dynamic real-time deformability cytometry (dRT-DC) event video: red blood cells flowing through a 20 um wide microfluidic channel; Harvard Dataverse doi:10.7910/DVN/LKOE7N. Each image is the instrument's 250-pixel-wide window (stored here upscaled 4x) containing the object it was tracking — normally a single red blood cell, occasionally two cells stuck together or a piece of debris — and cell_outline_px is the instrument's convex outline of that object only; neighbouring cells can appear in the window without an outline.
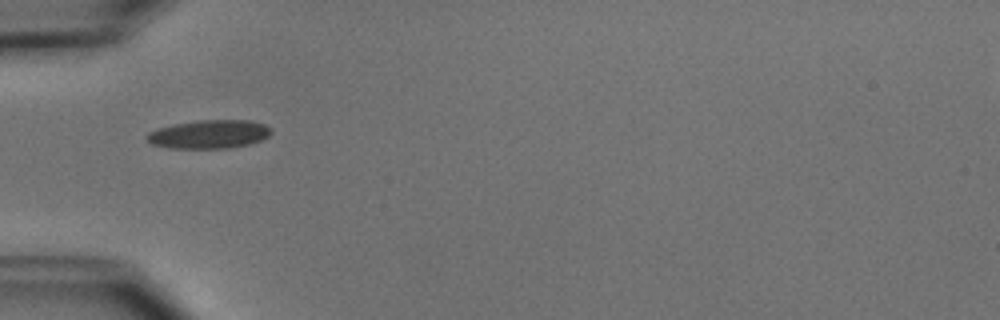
{"species": "common noctule bat (a hibernating species)", "species_latin": "Nyctalus noctula", "temperature_condition": "cold", "stored_images_in_passage": 36, "camera_frame_rate_fps": 3000, "um_per_image_px": 0.085, "animal": {"sex": "male", "body_mass_g": 15.6}, "frame": {"image": 1, "passage_image": 1, "time_ms": 0.0, "image_size_px": [1000, 320], "cell_outline_px": [[272, 132], [268, 136], [260, 140], [248, 144], [228, 148], [172, 148], [152, 144], [144, 136], [148, 132], [172, 124], [200, 120], [252, 120], [264, 124], [272, 128]], "centroid_in_image_um": [17.79, 11.4], "position_along_channel_um": 67.2, "area_um2": 20.63}}
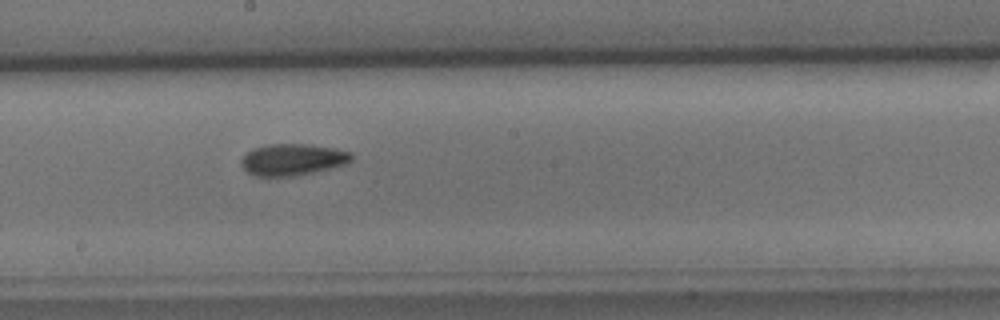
{"frame": {"image": 2, "passage_image": 13, "time_ms": 4.0, "image_size_px": [1000, 320], "cell_outline_px": [[352, 160], [344, 164], [296, 176], [256, 176], [248, 172], [240, 164], [240, 160], [252, 148], [268, 144], [308, 144], [336, 148], [352, 152]], "centroid_in_image_um": [24.86, 13.55], "position_along_channel_um": 223.3, "area_um2": 20.23}}
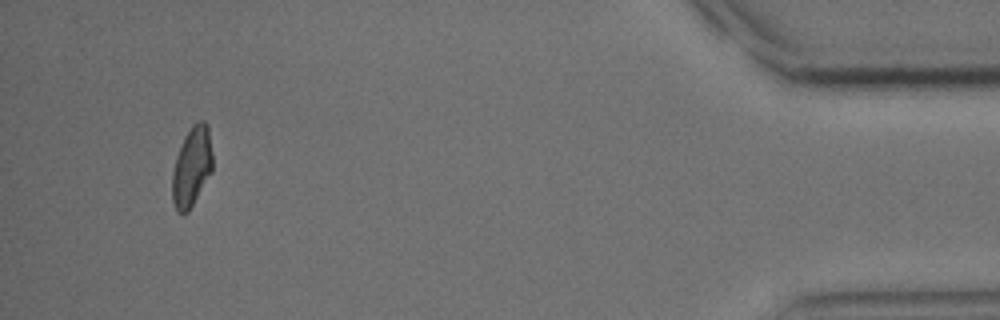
{"frame": {"image": 3, "passage_image": 33, "time_ms": 10.667, "image_size_px": [1000, 320], "cell_outline_px": [[212, 172], [188, 212], [184, 216], [176, 212], [172, 200], [172, 172], [176, 156], [184, 136], [192, 124], [196, 120], [204, 120], [208, 124], [212, 152]], "centroid_in_image_um": [16.29, 14.17], "position_along_channel_um": 418.9, "area_um2": 19.13}, "authors_computed_cell_mechanics": {"area_um2": 19.4786, "velocity_mm_per_s": 3.9124, "shape_relaxation_time_tau1_ms": 5.9979, "shape_relaxation_time_tau2_ms": 6.5305, "deformation_change_tau1": 0.1705, "deformation_change_tau2": 0.1348}}